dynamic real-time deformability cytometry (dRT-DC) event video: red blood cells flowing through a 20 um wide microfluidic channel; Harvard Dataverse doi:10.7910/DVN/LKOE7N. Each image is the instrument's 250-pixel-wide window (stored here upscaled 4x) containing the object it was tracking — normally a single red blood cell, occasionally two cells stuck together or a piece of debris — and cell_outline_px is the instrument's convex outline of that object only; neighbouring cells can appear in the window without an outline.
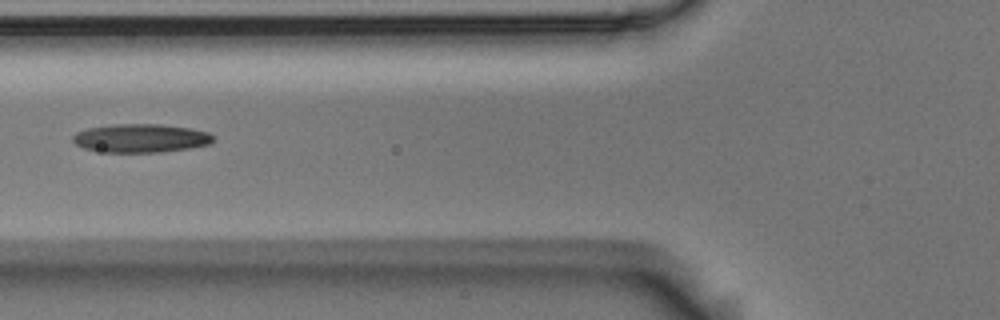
{"species": "Egyptian fruit bat (a non-hibernating species)", "species_latin": "Rousettus aegyptiacus", "temperature_condition": "room temperature", "stored_images_in_passage": 2, "camera_frame_rate_fps": 3000, "um_per_image_px": 0.085, "animal": {"sex": "male"}, "frame": {"image": 1, "passage_image": 2, "time_ms": 0.333, "image_size_px": [1000, 320], "cell_outline_px": [[212, 140], [208, 144], [188, 148], [160, 152], [104, 152], [84, 148], [76, 144], [72, 140], [72, 136], [76, 132], [88, 128], [112, 124], [160, 124], [188, 128], [208, 132], [212, 136]], "centroid_in_image_um": [11.91, 11.74], "position_along_channel_um": 113.9, "area_um2": 23.12}}